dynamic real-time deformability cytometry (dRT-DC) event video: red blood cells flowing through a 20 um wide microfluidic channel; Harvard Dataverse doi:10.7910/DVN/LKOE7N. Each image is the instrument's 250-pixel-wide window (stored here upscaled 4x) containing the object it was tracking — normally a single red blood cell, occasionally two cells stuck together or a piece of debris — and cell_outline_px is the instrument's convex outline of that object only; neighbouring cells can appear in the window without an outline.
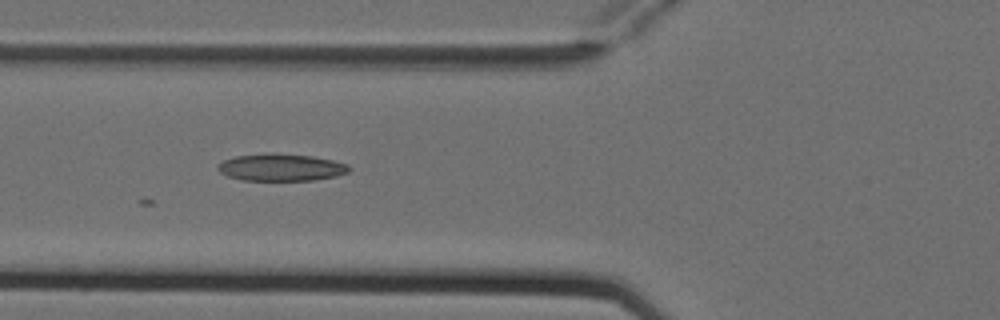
{"species": "Egyptian fruit bat (a non-hibernating species)", "species_latin": "Rousettus aegyptiacus", "temperature_condition": "cold", "stored_images_in_passage": 7, "camera_frame_rate_fps": 3000, "um_per_image_px": 0.085, "animal": {"sex": "female"}, "frame": {"image": 1, "passage_image": 6, "time_ms": 1.667, "image_size_px": [1000, 320], "cell_outline_px": [[352, 168], [348, 172], [336, 176], [312, 180], [240, 180], [228, 176], [220, 172], [216, 168], [224, 160], [236, 156], [312, 156], [332, 160], [348, 164]], "centroid_in_image_um": [23.94, 14.28], "position_along_channel_um": 101.9, "area_um2": 19.71}}
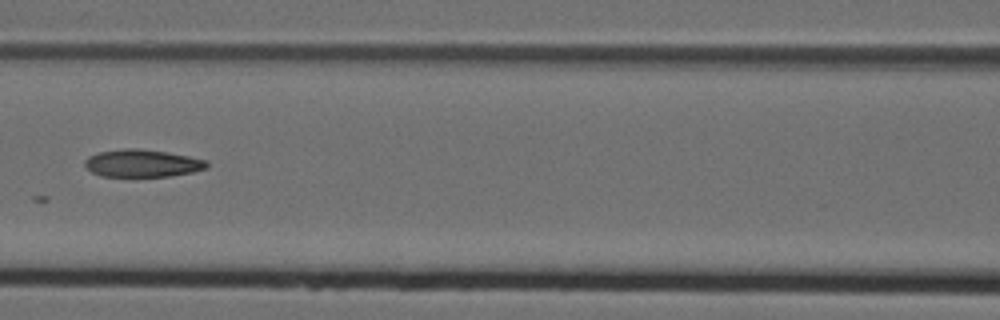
{"frame": {"image": 2, "passage_image": 7, "time_ms": 2.0, "image_size_px": [1000, 320], "cell_outline_px": [[208, 168], [192, 172], [168, 176], [100, 176], [92, 172], [84, 164], [84, 160], [88, 156], [96, 152], [124, 148], [140, 148], [168, 152], [208, 160]], "centroid_in_image_um": [12.08, 13.86], "position_along_channel_um": 154.5, "area_um2": 19.71}}